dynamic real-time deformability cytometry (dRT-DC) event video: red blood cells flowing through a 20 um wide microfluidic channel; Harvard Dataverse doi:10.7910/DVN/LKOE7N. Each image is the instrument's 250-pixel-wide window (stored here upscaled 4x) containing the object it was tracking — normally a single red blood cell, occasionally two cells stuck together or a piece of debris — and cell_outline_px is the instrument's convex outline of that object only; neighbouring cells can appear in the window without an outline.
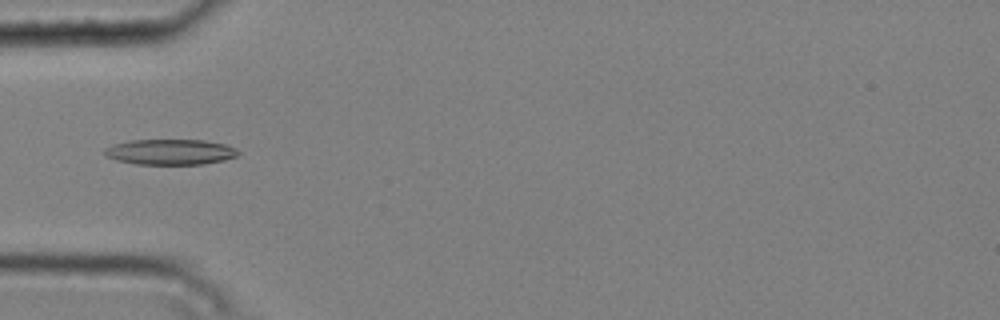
{"species": "common noctule bat (a hibernating species)", "species_latin": "Nyctalus noctula", "temperature_condition": "cold", "stored_images_in_passage": 3, "camera_frame_rate_fps": 3000, "um_per_image_px": 0.085, "animal": {"sex": "male", "body_mass_g": 20.4}, "frame": {"image": 1, "passage_image": 3, "time_ms": 0.667, "image_size_px": [1000, 320], "cell_outline_px": [[240, 152], [236, 156], [224, 160], [204, 164], [136, 164], [116, 160], [104, 156], [104, 148], [112, 144], [132, 140], [204, 140], [224, 144], [236, 148]], "centroid_in_image_um": [14.45, 12.91], "position_along_channel_um": 70.6, "area_um2": 19.94}}